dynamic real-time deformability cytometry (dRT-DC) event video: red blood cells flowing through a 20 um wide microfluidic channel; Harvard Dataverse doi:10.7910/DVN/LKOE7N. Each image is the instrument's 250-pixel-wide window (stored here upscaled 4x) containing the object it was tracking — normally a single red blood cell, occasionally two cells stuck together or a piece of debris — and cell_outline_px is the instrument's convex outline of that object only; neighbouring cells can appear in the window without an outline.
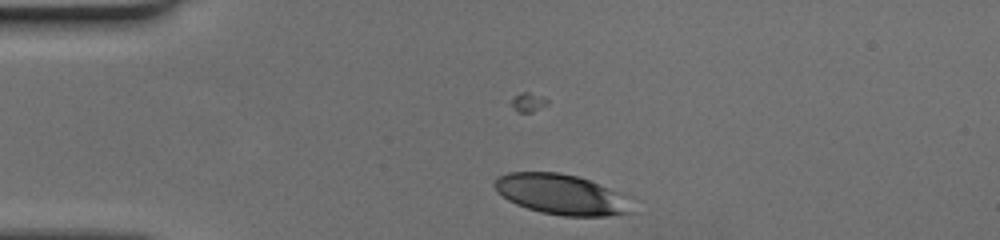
{"species": "human", "species_latin": "Homo sapiens", "temperature_condition": "cold", "stored_images_in_passage": 35, "camera_frame_rate_fps": 3000, "um_per_image_px": 0.085, "donor": {"sex": "female"}, "frame": {"image": 1, "passage_image": 5, "time_ms": 1.333, "image_size_px": [1000, 240], "cell_outline_px": [[632, 212], [608, 216], [564, 216], [540, 212], [516, 204], [508, 200], [492, 184], [500, 176], [508, 172], [560, 172], [576, 176], [588, 180], [616, 192], [624, 196], [628, 200]], "centroid_in_image_um": [47.68, 16.53], "position_along_channel_um": 37.3, "area_um2": 31.67}}
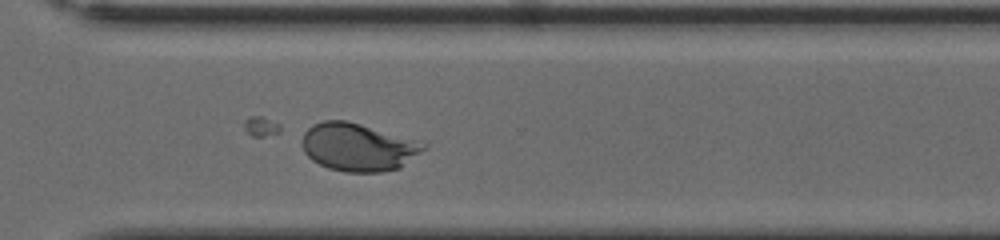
{"frame": {"image": 2, "passage_image": 31, "time_ms": 10.0, "image_size_px": [1000, 240], "cell_outline_px": [[428, 148], [400, 168], [380, 172], [344, 172], [328, 168], [312, 160], [304, 152], [304, 132], [312, 124], [324, 120], [344, 120], [360, 124], [428, 144]], "centroid_in_image_um": [30.46, 12.52], "position_along_channel_um": 340.1, "area_um2": 33.64}}
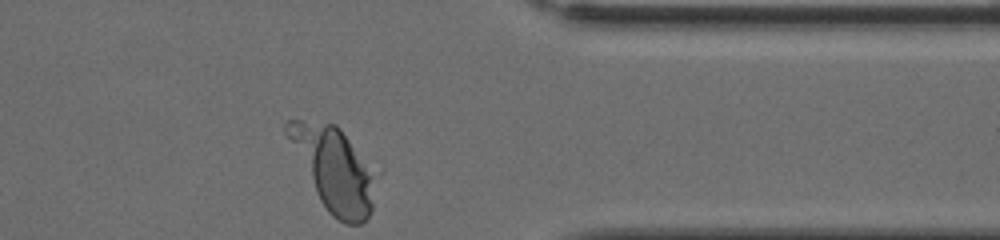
{"frame": {"image": 3, "passage_image": 35, "time_ms": 11.333, "image_size_px": [1000, 240], "cell_outline_px": [[372, 212], [360, 224], [344, 224], [336, 220], [328, 212], [320, 200], [284, 132], [284, 124], [288, 120], [300, 120], [336, 124], [340, 128], [372, 172]], "centroid_in_image_um": [28.31, 14.38], "position_along_channel_um": 383.1, "area_um2": 41.21}}